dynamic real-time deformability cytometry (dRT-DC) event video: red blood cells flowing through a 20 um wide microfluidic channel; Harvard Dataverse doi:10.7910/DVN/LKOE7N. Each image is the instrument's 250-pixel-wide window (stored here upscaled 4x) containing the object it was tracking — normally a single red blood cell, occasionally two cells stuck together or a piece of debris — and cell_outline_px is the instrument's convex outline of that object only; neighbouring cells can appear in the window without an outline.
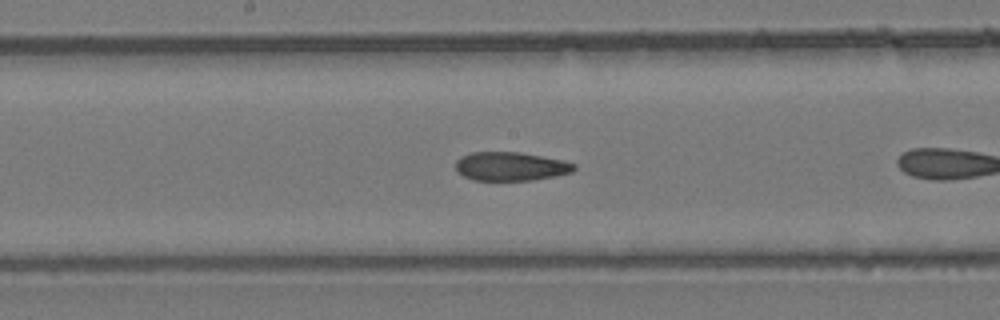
{"species": "common noctule bat (a hibernating species)", "species_latin": "Nyctalus noctula", "temperature_condition": "room temperature", "stored_images_in_passage": 13, "camera_frame_rate_fps": 3000, "um_per_image_px": 0.085, "animal": {"sex": "female", "body_mass_g": 24.6, "forearm_length_mm": 56.2}, "frame": {"image": 1, "passage_image": 10, "time_ms": 3.0, "image_size_px": [1000, 320], "cell_outline_px": [[576, 168], [572, 172], [556, 176], [532, 180], [472, 180], [456, 172], [456, 160], [460, 156], [472, 152], [520, 152], [564, 160], [576, 164]], "centroid_in_image_um": [43.41, 14.14], "position_along_channel_um": 204.8, "area_um2": 20.0}}